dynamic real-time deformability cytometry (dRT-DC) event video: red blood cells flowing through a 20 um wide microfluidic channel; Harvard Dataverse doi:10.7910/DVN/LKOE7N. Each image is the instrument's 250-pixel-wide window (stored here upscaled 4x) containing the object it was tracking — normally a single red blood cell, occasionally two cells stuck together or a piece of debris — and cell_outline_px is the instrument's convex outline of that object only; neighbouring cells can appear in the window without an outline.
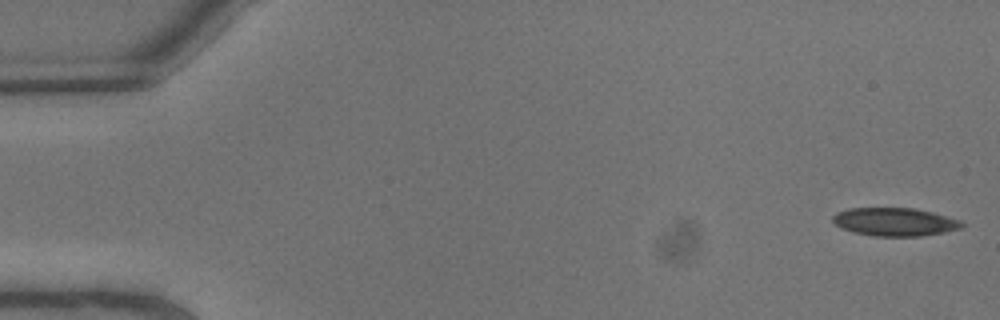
{"species": "common noctule bat (a hibernating species)", "species_latin": "Nyctalus noctula", "temperature_condition": "warm", "stored_images_in_passage": 8, "camera_frame_rate_fps": 3000, "um_per_image_px": 0.085, "animal": {"sex": "male", "body_mass_g": 13.3}, "frame": {"image": 1, "passage_image": 1, "time_ms": 0.0, "image_size_px": [1000, 320], "cell_outline_px": [[964, 228], [944, 232], [920, 236], [872, 236], [852, 232], [836, 224], [832, 220], [832, 216], [836, 212], [848, 208], [912, 208], [932, 212], [960, 220], [964, 224]], "centroid_in_image_um": [76.06, 18.86], "position_along_channel_um": 8.9, "area_um2": 21.21}}
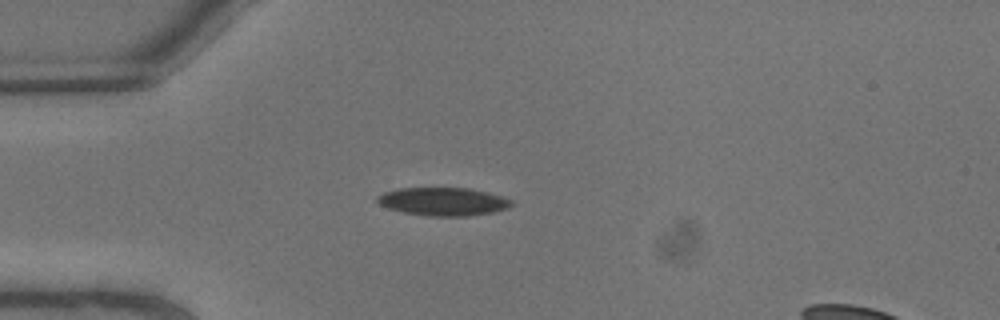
{"frame": {"image": 2, "passage_image": 6, "time_ms": 1.667, "image_size_px": [1000, 320], "cell_outline_px": [[512, 204], [508, 208], [492, 212], [468, 216], [428, 216], [404, 212], [388, 208], [380, 204], [376, 200], [376, 196], [384, 192], [400, 188], [468, 188], [488, 192], [512, 200]], "centroid_in_image_um": [37.65, 17.13], "position_along_channel_um": 47.3, "area_um2": 21.91}}
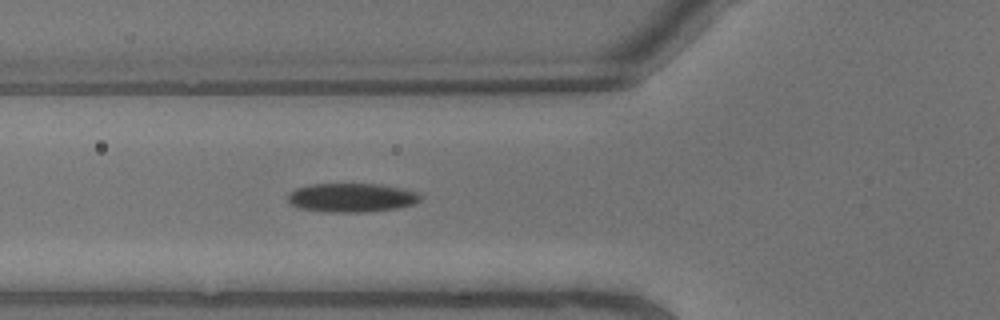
{"frame": {"image": 3, "passage_image": 8, "time_ms": 2.333, "image_size_px": [1000, 320], "cell_outline_px": [[424, 196], [416, 204], [396, 208], [364, 212], [324, 212], [296, 208], [288, 204], [288, 192], [296, 188], [312, 184], [380, 184], [400, 188], [416, 192]], "centroid_in_image_um": [29.85, 16.81], "position_along_channel_um": 96.0, "area_um2": 22.6}}